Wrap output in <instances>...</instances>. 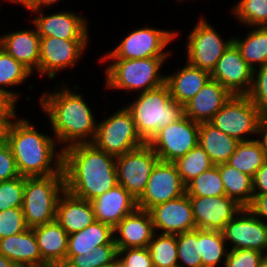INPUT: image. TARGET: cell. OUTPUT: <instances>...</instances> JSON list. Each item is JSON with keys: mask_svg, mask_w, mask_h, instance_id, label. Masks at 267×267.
I'll use <instances>...</instances> for the list:
<instances>
[{"mask_svg": "<svg viewBox=\"0 0 267 267\" xmlns=\"http://www.w3.org/2000/svg\"><path fill=\"white\" fill-rule=\"evenodd\" d=\"M65 189L91 201L118 184L116 157L93 143H79L63 149Z\"/></svg>", "mask_w": 267, "mask_h": 267, "instance_id": "6da1fadb", "label": "cell"}, {"mask_svg": "<svg viewBox=\"0 0 267 267\" xmlns=\"http://www.w3.org/2000/svg\"><path fill=\"white\" fill-rule=\"evenodd\" d=\"M15 120L8 124L6 141L20 176L64 174L63 149L59 150V153L55 151L56 138L40 133L24 118Z\"/></svg>", "mask_w": 267, "mask_h": 267, "instance_id": "7a4b0ae2", "label": "cell"}, {"mask_svg": "<svg viewBox=\"0 0 267 267\" xmlns=\"http://www.w3.org/2000/svg\"><path fill=\"white\" fill-rule=\"evenodd\" d=\"M40 106L48 115L57 142L62 149L79 143H92L97 123L82 95L67 87L40 97ZM68 143V144H67Z\"/></svg>", "mask_w": 267, "mask_h": 267, "instance_id": "3957f363", "label": "cell"}, {"mask_svg": "<svg viewBox=\"0 0 267 267\" xmlns=\"http://www.w3.org/2000/svg\"><path fill=\"white\" fill-rule=\"evenodd\" d=\"M126 108L131 112L137 133L145 143L160 129L184 115V106L173 100L166 84L140 93Z\"/></svg>", "mask_w": 267, "mask_h": 267, "instance_id": "277c9868", "label": "cell"}, {"mask_svg": "<svg viewBox=\"0 0 267 267\" xmlns=\"http://www.w3.org/2000/svg\"><path fill=\"white\" fill-rule=\"evenodd\" d=\"M65 191V175L25 177L22 210L28 228L56 220L57 203Z\"/></svg>", "mask_w": 267, "mask_h": 267, "instance_id": "5b68a950", "label": "cell"}, {"mask_svg": "<svg viewBox=\"0 0 267 267\" xmlns=\"http://www.w3.org/2000/svg\"><path fill=\"white\" fill-rule=\"evenodd\" d=\"M167 57L143 59H112L106 68V88L140 90L141 93L165 84V75L160 70ZM142 89V90H141Z\"/></svg>", "mask_w": 267, "mask_h": 267, "instance_id": "8992f818", "label": "cell"}, {"mask_svg": "<svg viewBox=\"0 0 267 267\" xmlns=\"http://www.w3.org/2000/svg\"><path fill=\"white\" fill-rule=\"evenodd\" d=\"M209 122L241 142L253 140L247 139L246 134L261 137L264 116L247 95H232Z\"/></svg>", "mask_w": 267, "mask_h": 267, "instance_id": "52a82bcc", "label": "cell"}, {"mask_svg": "<svg viewBox=\"0 0 267 267\" xmlns=\"http://www.w3.org/2000/svg\"><path fill=\"white\" fill-rule=\"evenodd\" d=\"M92 143L115 157L145 144L137 133L131 112L126 107L97 123L96 136Z\"/></svg>", "mask_w": 267, "mask_h": 267, "instance_id": "ba28073f", "label": "cell"}, {"mask_svg": "<svg viewBox=\"0 0 267 267\" xmlns=\"http://www.w3.org/2000/svg\"><path fill=\"white\" fill-rule=\"evenodd\" d=\"M177 34V31L159 30L153 27L136 29L128 34L116 48L101 57L100 62L108 59L168 57L170 52L164 49Z\"/></svg>", "mask_w": 267, "mask_h": 267, "instance_id": "9c48e42d", "label": "cell"}, {"mask_svg": "<svg viewBox=\"0 0 267 267\" xmlns=\"http://www.w3.org/2000/svg\"><path fill=\"white\" fill-rule=\"evenodd\" d=\"M200 123L183 115L179 120L160 129L147 143L165 162H175L199 143Z\"/></svg>", "mask_w": 267, "mask_h": 267, "instance_id": "30bf717a", "label": "cell"}, {"mask_svg": "<svg viewBox=\"0 0 267 267\" xmlns=\"http://www.w3.org/2000/svg\"><path fill=\"white\" fill-rule=\"evenodd\" d=\"M159 161L153 149L143 146L116 157L117 182L136 200L144 193L153 168Z\"/></svg>", "mask_w": 267, "mask_h": 267, "instance_id": "8fae6325", "label": "cell"}, {"mask_svg": "<svg viewBox=\"0 0 267 267\" xmlns=\"http://www.w3.org/2000/svg\"><path fill=\"white\" fill-rule=\"evenodd\" d=\"M187 41L186 62L211 73L233 42V38L223 41L212 25L202 18L189 34Z\"/></svg>", "mask_w": 267, "mask_h": 267, "instance_id": "7c38bea8", "label": "cell"}, {"mask_svg": "<svg viewBox=\"0 0 267 267\" xmlns=\"http://www.w3.org/2000/svg\"><path fill=\"white\" fill-rule=\"evenodd\" d=\"M186 193L174 162L159 160L152 170L146 189L137 200L139 209L149 211L155 205L176 199Z\"/></svg>", "mask_w": 267, "mask_h": 267, "instance_id": "4fadbf2b", "label": "cell"}, {"mask_svg": "<svg viewBox=\"0 0 267 267\" xmlns=\"http://www.w3.org/2000/svg\"><path fill=\"white\" fill-rule=\"evenodd\" d=\"M87 43L88 39L41 37L38 73L47 74L49 79H54L56 72L78 63Z\"/></svg>", "mask_w": 267, "mask_h": 267, "instance_id": "5bb4252c", "label": "cell"}, {"mask_svg": "<svg viewBox=\"0 0 267 267\" xmlns=\"http://www.w3.org/2000/svg\"><path fill=\"white\" fill-rule=\"evenodd\" d=\"M232 249H252L267 254V223L243 207L222 230ZM265 251V252H264Z\"/></svg>", "mask_w": 267, "mask_h": 267, "instance_id": "9a60e30c", "label": "cell"}, {"mask_svg": "<svg viewBox=\"0 0 267 267\" xmlns=\"http://www.w3.org/2000/svg\"><path fill=\"white\" fill-rule=\"evenodd\" d=\"M210 74L232 95H247L251 90L253 69L242 58L234 42L225 50Z\"/></svg>", "mask_w": 267, "mask_h": 267, "instance_id": "2e32d148", "label": "cell"}, {"mask_svg": "<svg viewBox=\"0 0 267 267\" xmlns=\"http://www.w3.org/2000/svg\"><path fill=\"white\" fill-rule=\"evenodd\" d=\"M197 229L222 231L243 208L234 199L224 196H189Z\"/></svg>", "mask_w": 267, "mask_h": 267, "instance_id": "e0dca14e", "label": "cell"}, {"mask_svg": "<svg viewBox=\"0 0 267 267\" xmlns=\"http://www.w3.org/2000/svg\"><path fill=\"white\" fill-rule=\"evenodd\" d=\"M153 227L161 234H179L196 229L189 196L184 195L155 205L149 210Z\"/></svg>", "mask_w": 267, "mask_h": 267, "instance_id": "ac0fdd59", "label": "cell"}, {"mask_svg": "<svg viewBox=\"0 0 267 267\" xmlns=\"http://www.w3.org/2000/svg\"><path fill=\"white\" fill-rule=\"evenodd\" d=\"M33 12L40 13L31 20L40 37L89 39L87 20L78 14L65 10L50 15H44L41 9Z\"/></svg>", "mask_w": 267, "mask_h": 267, "instance_id": "d6986e66", "label": "cell"}, {"mask_svg": "<svg viewBox=\"0 0 267 267\" xmlns=\"http://www.w3.org/2000/svg\"><path fill=\"white\" fill-rule=\"evenodd\" d=\"M154 233L150 212L137 208L114 227V241L117 249L148 247Z\"/></svg>", "mask_w": 267, "mask_h": 267, "instance_id": "ffe728a7", "label": "cell"}, {"mask_svg": "<svg viewBox=\"0 0 267 267\" xmlns=\"http://www.w3.org/2000/svg\"><path fill=\"white\" fill-rule=\"evenodd\" d=\"M95 220L113 228L128 214L135 211L137 200L120 184L90 201Z\"/></svg>", "mask_w": 267, "mask_h": 267, "instance_id": "44dd1931", "label": "cell"}, {"mask_svg": "<svg viewBox=\"0 0 267 267\" xmlns=\"http://www.w3.org/2000/svg\"><path fill=\"white\" fill-rule=\"evenodd\" d=\"M232 94L218 81L210 79L204 87L184 105V115L196 122H209Z\"/></svg>", "mask_w": 267, "mask_h": 267, "instance_id": "7402d4cb", "label": "cell"}, {"mask_svg": "<svg viewBox=\"0 0 267 267\" xmlns=\"http://www.w3.org/2000/svg\"><path fill=\"white\" fill-rule=\"evenodd\" d=\"M1 47L32 74L39 67L40 40L36 29L1 35Z\"/></svg>", "mask_w": 267, "mask_h": 267, "instance_id": "603a6c76", "label": "cell"}, {"mask_svg": "<svg viewBox=\"0 0 267 267\" xmlns=\"http://www.w3.org/2000/svg\"><path fill=\"white\" fill-rule=\"evenodd\" d=\"M56 221L68 235L83 230L95 221L91 202L78 198L65 189L57 203Z\"/></svg>", "mask_w": 267, "mask_h": 267, "instance_id": "cb8c5ba5", "label": "cell"}, {"mask_svg": "<svg viewBox=\"0 0 267 267\" xmlns=\"http://www.w3.org/2000/svg\"><path fill=\"white\" fill-rule=\"evenodd\" d=\"M37 239L42 259L54 267L66 263L68 234L56 221L32 228Z\"/></svg>", "mask_w": 267, "mask_h": 267, "instance_id": "d4e9b609", "label": "cell"}, {"mask_svg": "<svg viewBox=\"0 0 267 267\" xmlns=\"http://www.w3.org/2000/svg\"><path fill=\"white\" fill-rule=\"evenodd\" d=\"M165 84L168 86L174 101L186 105L211 79L210 72L194 67L189 63L175 72L165 75Z\"/></svg>", "mask_w": 267, "mask_h": 267, "instance_id": "484cf974", "label": "cell"}, {"mask_svg": "<svg viewBox=\"0 0 267 267\" xmlns=\"http://www.w3.org/2000/svg\"><path fill=\"white\" fill-rule=\"evenodd\" d=\"M0 253L19 266L39 265L42 259L32 228L0 239Z\"/></svg>", "mask_w": 267, "mask_h": 267, "instance_id": "4316f807", "label": "cell"}, {"mask_svg": "<svg viewBox=\"0 0 267 267\" xmlns=\"http://www.w3.org/2000/svg\"><path fill=\"white\" fill-rule=\"evenodd\" d=\"M103 244H115L114 228L95 220L83 230L68 235L66 262L74 255H86Z\"/></svg>", "mask_w": 267, "mask_h": 267, "instance_id": "83f0119b", "label": "cell"}, {"mask_svg": "<svg viewBox=\"0 0 267 267\" xmlns=\"http://www.w3.org/2000/svg\"><path fill=\"white\" fill-rule=\"evenodd\" d=\"M239 143V140L221 132L210 122L200 123L198 145L208 154L214 165L227 163Z\"/></svg>", "mask_w": 267, "mask_h": 267, "instance_id": "f1b7e54d", "label": "cell"}, {"mask_svg": "<svg viewBox=\"0 0 267 267\" xmlns=\"http://www.w3.org/2000/svg\"><path fill=\"white\" fill-rule=\"evenodd\" d=\"M266 161L267 144L262 135V140L241 141L227 163L253 177Z\"/></svg>", "mask_w": 267, "mask_h": 267, "instance_id": "f546056e", "label": "cell"}, {"mask_svg": "<svg viewBox=\"0 0 267 267\" xmlns=\"http://www.w3.org/2000/svg\"><path fill=\"white\" fill-rule=\"evenodd\" d=\"M227 197L234 199L240 206L248 207L254 197L252 176L247 175L228 163L216 165Z\"/></svg>", "mask_w": 267, "mask_h": 267, "instance_id": "4dcf8cb0", "label": "cell"}, {"mask_svg": "<svg viewBox=\"0 0 267 267\" xmlns=\"http://www.w3.org/2000/svg\"><path fill=\"white\" fill-rule=\"evenodd\" d=\"M244 38L233 37V42L241 52L242 58L254 70V65H267V29L265 26L254 27ZM257 63V64H255Z\"/></svg>", "mask_w": 267, "mask_h": 267, "instance_id": "1f68e13d", "label": "cell"}, {"mask_svg": "<svg viewBox=\"0 0 267 267\" xmlns=\"http://www.w3.org/2000/svg\"><path fill=\"white\" fill-rule=\"evenodd\" d=\"M157 235L155 232L148 245L153 266L178 267L176 234Z\"/></svg>", "mask_w": 267, "mask_h": 267, "instance_id": "d6a6232c", "label": "cell"}, {"mask_svg": "<svg viewBox=\"0 0 267 267\" xmlns=\"http://www.w3.org/2000/svg\"><path fill=\"white\" fill-rule=\"evenodd\" d=\"M174 163L185 186L202 172L214 166L208 154L199 145L192 148L185 156L178 158Z\"/></svg>", "mask_w": 267, "mask_h": 267, "instance_id": "836d02e7", "label": "cell"}, {"mask_svg": "<svg viewBox=\"0 0 267 267\" xmlns=\"http://www.w3.org/2000/svg\"><path fill=\"white\" fill-rule=\"evenodd\" d=\"M225 247L222 231L200 229V253L203 267H217L222 259L226 260L229 251Z\"/></svg>", "mask_w": 267, "mask_h": 267, "instance_id": "e575fe53", "label": "cell"}, {"mask_svg": "<svg viewBox=\"0 0 267 267\" xmlns=\"http://www.w3.org/2000/svg\"><path fill=\"white\" fill-rule=\"evenodd\" d=\"M32 73L0 47V90L6 92L15 102L18 93L7 90L6 86L22 84ZM5 86V87H3ZM5 88V89H4Z\"/></svg>", "mask_w": 267, "mask_h": 267, "instance_id": "d590c367", "label": "cell"}, {"mask_svg": "<svg viewBox=\"0 0 267 267\" xmlns=\"http://www.w3.org/2000/svg\"><path fill=\"white\" fill-rule=\"evenodd\" d=\"M188 196H224L225 189L219 173V168L214 165L209 170L202 172L199 176L191 180L186 186Z\"/></svg>", "mask_w": 267, "mask_h": 267, "instance_id": "8d00e7d4", "label": "cell"}, {"mask_svg": "<svg viewBox=\"0 0 267 267\" xmlns=\"http://www.w3.org/2000/svg\"><path fill=\"white\" fill-rule=\"evenodd\" d=\"M178 267H203L200 253V229L176 234ZM181 262L182 265L179 263Z\"/></svg>", "mask_w": 267, "mask_h": 267, "instance_id": "74e56055", "label": "cell"}, {"mask_svg": "<svg viewBox=\"0 0 267 267\" xmlns=\"http://www.w3.org/2000/svg\"><path fill=\"white\" fill-rule=\"evenodd\" d=\"M116 244H103L86 255L72 256L62 267H100L117 260Z\"/></svg>", "mask_w": 267, "mask_h": 267, "instance_id": "f35d334b", "label": "cell"}, {"mask_svg": "<svg viewBox=\"0 0 267 267\" xmlns=\"http://www.w3.org/2000/svg\"><path fill=\"white\" fill-rule=\"evenodd\" d=\"M232 11L241 24L251 27L267 25V0H240Z\"/></svg>", "mask_w": 267, "mask_h": 267, "instance_id": "ab89813d", "label": "cell"}, {"mask_svg": "<svg viewBox=\"0 0 267 267\" xmlns=\"http://www.w3.org/2000/svg\"><path fill=\"white\" fill-rule=\"evenodd\" d=\"M24 188L25 176L0 182V212L22 207Z\"/></svg>", "mask_w": 267, "mask_h": 267, "instance_id": "60d3db41", "label": "cell"}, {"mask_svg": "<svg viewBox=\"0 0 267 267\" xmlns=\"http://www.w3.org/2000/svg\"><path fill=\"white\" fill-rule=\"evenodd\" d=\"M247 96L260 113L267 116V65L253 70V83Z\"/></svg>", "mask_w": 267, "mask_h": 267, "instance_id": "b9f144b4", "label": "cell"}, {"mask_svg": "<svg viewBox=\"0 0 267 267\" xmlns=\"http://www.w3.org/2000/svg\"><path fill=\"white\" fill-rule=\"evenodd\" d=\"M27 228L21 207L0 212V239L19 234Z\"/></svg>", "mask_w": 267, "mask_h": 267, "instance_id": "7bdbcfd3", "label": "cell"}, {"mask_svg": "<svg viewBox=\"0 0 267 267\" xmlns=\"http://www.w3.org/2000/svg\"><path fill=\"white\" fill-rule=\"evenodd\" d=\"M264 255L252 249H231L222 263L225 267H259Z\"/></svg>", "mask_w": 267, "mask_h": 267, "instance_id": "ee69618b", "label": "cell"}, {"mask_svg": "<svg viewBox=\"0 0 267 267\" xmlns=\"http://www.w3.org/2000/svg\"><path fill=\"white\" fill-rule=\"evenodd\" d=\"M117 250V260L125 267H154L148 247Z\"/></svg>", "mask_w": 267, "mask_h": 267, "instance_id": "f6af8a7d", "label": "cell"}, {"mask_svg": "<svg viewBox=\"0 0 267 267\" xmlns=\"http://www.w3.org/2000/svg\"><path fill=\"white\" fill-rule=\"evenodd\" d=\"M20 176L15 158L6 140H0V182Z\"/></svg>", "mask_w": 267, "mask_h": 267, "instance_id": "bcb514c9", "label": "cell"}, {"mask_svg": "<svg viewBox=\"0 0 267 267\" xmlns=\"http://www.w3.org/2000/svg\"><path fill=\"white\" fill-rule=\"evenodd\" d=\"M252 180L254 194H267V161L256 171Z\"/></svg>", "mask_w": 267, "mask_h": 267, "instance_id": "7dc6e473", "label": "cell"}, {"mask_svg": "<svg viewBox=\"0 0 267 267\" xmlns=\"http://www.w3.org/2000/svg\"><path fill=\"white\" fill-rule=\"evenodd\" d=\"M260 220H267V194H254L251 204L247 207Z\"/></svg>", "mask_w": 267, "mask_h": 267, "instance_id": "c3c4849f", "label": "cell"}, {"mask_svg": "<svg viewBox=\"0 0 267 267\" xmlns=\"http://www.w3.org/2000/svg\"><path fill=\"white\" fill-rule=\"evenodd\" d=\"M15 103L6 92L0 90V118H15Z\"/></svg>", "mask_w": 267, "mask_h": 267, "instance_id": "681fc988", "label": "cell"}, {"mask_svg": "<svg viewBox=\"0 0 267 267\" xmlns=\"http://www.w3.org/2000/svg\"><path fill=\"white\" fill-rule=\"evenodd\" d=\"M11 1L12 3H18V4H23V6L27 10L35 11V10H40L42 6H50L53 5L54 3H57L59 0H7Z\"/></svg>", "mask_w": 267, "mask_h": 267, "instance_id": "f907efd6", "label": "cell"}, {"mask_svg": "<svg viewBox=\"0 0 267 267\" xmlns=\"http://www.w3.org/2000/svg\"><path fill=\"white\" fill-rule=\"evenodd\" d=\"M13 118H0V140H6V130Z\"/></svg>", "mask_w": 267, "mask_h": 267, "instance_id": "816d5d0a", "label": "cell"}, {"mask_svg": "<svg viewBox=\"0 0 267 267\" xmlns=\"http://www.w3.org/2000/svg\"><path fill=\"white\" fill-rule=\"evenodd\" d=\"M0 267H18V266L0 253Z\"/></svg>", "mask_w": 267, "mask_h": 267, "instance_id": "f5cc1de1", "label": "cell"}, {"mask_svg": "<svg viewBox=\"0 0 267 267\" xmlns=\"http://www.w3.org/2000/svg\"><path fill=\"white\" fill-rule=\"evenodd\" d=\"M262 135L265 138L267 144V116L264 117Z\"/></svg>", "mask_w": 267, "mask_h": 267, "instance_id": "db71d44e", "label": "cell"}, {"mask_svg": "<svg viewBox=\"0 0 267 267\" xmlns=\"http://www.w3.org/2000/svg\"><path fill=\"white\" fill-rule=\"evenodd\" d=\"M19 267H54V266L45 263V264H39V265H28V266H19Z\"/></svg>", "mask_w": 267, "mask_h": 267, "instance_id": "11a10c76", "label": "cell"}, {"mask_svg": "<svg viewBox=\"0 0 267 267\" xmlns=\"http://www.w3.org/2000/svg\"><path fill=\"white\" fill-rule=\"evenodd\" d=\"M259 267H267V254L264 255Z\"/></svg>", "mask_w": 267, "mask_h": 267, "instance_id": "9f6ffc18", "label": "cell"}, {"mask_svg": "<svg viewBox=\"0 0 267 267\" xmlns=\"http://www.w3.org/2000/svg\"><path fill=\"white\" fill-rule=\"evenodd\" d=\"M100 267H117V260L114 263L108 264V265H104V266H100Z\"/></svg>", "mask_w": 267, "mask_h": 267, "instance_id": "6f0895ef", "label": "cell"}, {"mask_svg": "<svg viewBox=\"0 0 267 267\" xmlns=\"http://www.w3.org/2000/svg\"><path fill=\"white\" fill-rule=\"evenodd\" d=\"M117 267H125L117 260Z\"/></svg>", "mask_w": 267, "mask_h": 267, "instance_id": "680465c9", "label": "cell"}]
</instances>
